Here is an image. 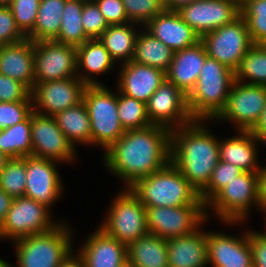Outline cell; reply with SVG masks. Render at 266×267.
<instances>
[{
	"mask_svg": "<svg viewBox=\"0 0 266 267\" xmlns=\"http://www.w3.org/2000/svg\"><path fill=\"white\" fill-rule=\"evenodd\" d=\"M49 207L25 196L13 198L6 218L0 226V238L12 241L53 229ZM50 215V216H49Z\"/></svg>",
	"mask_w": 266,
	"mask_h": 267,
	"instance_id": "11",
	"label": "cell"
},
{
	"mask_svg": "<svg viewBox=\"0 0 266 267\" xmlns=\"http://www.w3.org/2000/svg\"><path fill=\"white\" fill-rule=\"evenodd\" d=\"M13 198L0 188V226L4 222Z\"/></svg>",
	"mask_w": 266,
	"mask_h": 267,
	"instance_id": "50",
	"label": "cell"
},
{
	"mask_svg": "<svg viewBox=\"0 0 266 267\" xmlns=\"http://www.w3.org/2000/svg\"><path fill=\"white\" fill-rule=\"evenodd\" d=\"M32 112V99L19 102H0V130L24 121Z\"/></svg>",
	"mask_w": 266,
	"mask_h": 267,
	"instance_id": "43",
	"label": "cell"
},
{
	"mask_svg": "<svg viewBox=\"0 0 266 267\" xmlns=\"http://www.w3.org/2000/svg\"><path fill=\"white\" fill-rule=\"evenodd\" d=\"M118 118L124 130L142 129L151 124L146 104L122 93L117 94Z\"/></svg>",
	"mask_w": 266,
	"mask_h": 267,
	"instance_id": "36",
	"label": "cell"
},
{
	"mask_svg": "<svg viewBox=\"0 0 266 267\" xmlns=\"http://www.w3.org/2000/svg\"><path fill=\"white\" fill-rule=\"evenodd\" d=\"M83 101L90 117L91 145L106 151L124 133L117 111V95L104 85H87Z\"/></svg>",
	"mask_w": 266,
	"mask_h": 267,
	"instance_id": "6",
	"label": "cell"
},
{
	"mask_svg": "<svg viewBox=\"0 0 266 267\" xmlns=\"http://www.w3.org/2000/svg\"><path fill=\"white\" fill-rule=\"evenodd\" d=\"M239 8L242 7L248 0H232Z\"/></svg>",
	"mask_w": 266,
	"mask_h": 267,
	"instance_id": "54",
	"label": "cell"
},
{
	"mask_svg": "<svg viewBox=\"0 0 266 267\" xmlns=\"http://www.w3.org/2000/svg\"><path fill=\"white\" fill-rule=\"evenodd\" d=\"M131 23L145 26L152 18L162 13L165 8L162 0H122Z\"/></svg>",
	"mask_w": 266,
	"mask_h": 267,
	"instance_id": "40",
	"label": "cell"
},
{
	"mask_svg": "<svg viewBox=\"0 0 266 267\" xmlns=\"http://www.w3.org/2000/svg\"><path fill=\"white\" fill-rule=\"evenodd\" d=\"M83 3L84 0H66L60 31L55 41L77 47L89 39L81 20Z\"/></svg>",
	"mask_w": 266,
	"mask_h": 267,
	"instance_id": "34",
	"label": "cell"
},
{
	"mask_svg": "<svg viewBox=\"0 0 266 267\" xmlns=\"http://www.w3.org/2000/svg\"><path fill=\"white\" fill-rule=\"evenodd\" d=\"M264 213H266V209H263L262 210ZM265 218H266V216H265ZM266 224V223H265ZM266 227V226H265ZM266 230V229H265ZM265 236H266V231H265V233H263Z\"/></svg>",
	"mask_w": 266,
	"mask_h": 267,
	"instance_id": "58",
	"label": "cell"
},
{
	"mask_svg": "<svg viewBox=\"0 0 266 267\" xmlns=\"http://www.w3.org/2000/svg\"><path fill=\"white\" fill-rule=\"evenodd\" d=\"M259 206L260 209H266V166L259 172Z\"/></svg>",
	"mask_w": 266,
	"mask_h": 267,
	"instance_id": "49",
	"label": "cell"
},
{
	"mask_svg": "<svg viewBox=\"0 0 266 267\" xmlns=\"http://www.w3.org/2000/svg\"><path fill=\"white\" fill-rule=\"evenodd\" d=\"M177 12L200 38L240 16V8L232 0H198L181 6Z\"/></svg>",
	"mask_w": 266,
	"mask_h": 267,
	"instance_id": "17",
	"label": "cell"
},
{
	"mask_svg": "<svg viewBox=\"0 0 266 267\" xmlns=\"http://www.w3.org/2000/svg\"><path fill=\"white\" fill-rule=\"evenodd\" d=\"M235 73L226 65L206 57L195 88L187 96V106L194 120L215 119L225 108Z\"/></svg>",
	"mask_w": 266,
	"mask_h": 267,
	"instance_id": "3",
	"label": "cell"
},
{
	"mask_svg": "<svg viewBox=\"0 0 266 267\" xmlns=\"http://www.w3.org/2000/svg\"><path fill=\"white\" fill-rule=\"evenodd\" d=\"M206 57L207 52L201 40L174 52L172 62L165 72L166 80L188 96L196 86Z\"/></svg>",
	"mask_w": 266,
	"mask_h": 267,
	"instance_id": "22",
	"label": "cell"
},
{
	"mask_svg": "<svg viewBox=\"0 0 266 267\" xmlns=\"http://www.w3.org/2000/svg\"><path fill=\"white\" fill-rule=\"evenodd\" d=\"M32 156L56 162L73 161L75 148L53 116L31 113Z\"/></svg>",
	"mask_w": 266,
	"mask_h": 267,
	"instance_id": "16",
	"label": "cell"
},
{
	"mask_svg": "<svg viewBox=\"0 0 266 267\" xmlns=\"http://www.w3.org/2000/svg\"><path fill=\"white\" fill-rule=\"evenodd\" d=\"M13 0H0V6H9Z\"/></svg>",
	"mask_w": 266,
	"mask_h": 267,
	"instance_id": "55",
	"label": "cell"
},
{
	"mask_svg": "<svg viewBox=\"0 0 266 267\" xmlns=\"http://www.w3.org/2000/svg\"><path fill=\"white\" fill-rule=\"evenodd\" d=\"M266 105V86L234 81L225 108L216 119L237 125V131H251Z\"/></svg>",
	"mask_w": 266,
	"mask_h": 267,
	"instance_id": "12",
	"label": "cell"
},
{
	"mask_svg": "<svg viewBox=\"0 0 266 267\" xmlns=\"http://www.w3.org/2000/svg\"><path fill=\"white\" fill-rule=\"evenodd\" d=\"M80 253L85 267H121L128 261L127 245L98 228L82 244Z\"/></svg>",
	"mask_w": 266,
	"mask_h": 267,
	"instance_id": "23",
	"label": "cell"
},
{
	"mask_svg": "<svg viewBox=\"0 0 266 267\" xmlns=\"http://www.w3.org/2000/svg\"><path fill=\"white\" fill-rule=\"evenodd\" d=\"M130 189L145 208L203 203L197 190L171 162L161 170L138 180Z\"/></svg>",
	"mask_w": 266,
	"mask_h": 267,
	"instance_id": "4",
	"label": "cell"
},
{
	"mask_svg": "<svg viewBox=\"0 0 266 267\" xmlns=\"http://www.w3.org/2000/svg\"><path fill=\"white\" fill-rule=\"evenodd\" d=\"M81 20L89 39H98L109 26L94 0L84 1Z\"/></svg>",
	"mask_w": 266,
	"mask_h": 267,
	"instance_id": "42",
	"label": "cell"
},
{
	"mask_svg": "<svg viewBox=\"0 0 266 267\" xmlns=\"http://www.w3.org/2000/svg\"><path fill=\"white\" fill-rule=\"evenodd\" d=\"M254 44H266V0H248L240 7Z\"/></svg>",
	"mask_w": 266,
	"mask_h": 267,
	"instance_id": "38",
	"label": "cell"
},
{
	"mask_svg": "<svg viewBox=\"0 0 266 267\" xmlns=\"http://www.w3.org/2000/svg\"><path fill=\"white\" fill-rule=\"evenodd\" d=\"M0 73L32 91L35 85L34 42L25 38L17 43L0 45Z\"/></svg>",
	"mask_w": 266,
	"mask_h": 267,
	"instance_id": "24",
	"label": "cell"
},
{
	"mask_svg": "<svg viewBox=\"0 0 266 267\" xmlns=\"http://www.w3.org/2000/svg\"><path fill=\"white\" fill-rule=\"evenodd\" d=\"M26 177V157L8 158L0 172V188L12 198L24 196Z\"/></svg>",
	"mask_w": 266,
	"mask_h": 267,
	"instance_id": "37",
	"label": "cell"
},
{
	"mask_svg": "<svg viewBox=\"0 0 266 267\" xmlns=\"http://www.w3.org/2000/svg\"><path fill=\"white\" fill-rule=\"evenodd\" d=\"M76 60L75 46L55 40L34 42L35 83L78 77Z\"/></svg>",
	"mask_w": 266,
	"mask_h": 267,
	"instance_id": "13",
	"label": "cell"
},
{
	"mask_svg": "<svg viewBox=\"0 0 266 267\" xmlns=\"http://www.w3.org/2000/svg\"><path fill=\"white\" fill-rule=\"evenodd\" d=\"M109 209L99 227L109 236L128 246L148 234L146 208L130 188L119 193Z\"/></svg>",
	"mask_w": 266,
	"mask_h": 267,
	"instance_id": "8",
	"label": "cell"
},
{
	"mask_svg": "<svg viewBox=\"0 0 266 267\" xmlns=\"http://www.w3.org/2000/svg\"><path fill=\"white\" fill-rule=\"evenodd\" d=\"M249 243L253 267H266V236L261 232L249 231Z\"/></svg>",
	"mask_w": 266,
	"mask_h": 267,
	"instance_id": "47",
	"label": "cell"
},
{
	"mask_svg": "<svg viewBox=\"0 0 266 267\" xmlns=\"http://www.w3.org/2000/svg\"><path fill=\"white\" fill-rule=\"evenodd\" d=\"M144 27L154 38L159 39L174 52L190 47L201 40L175 10H164Z\"/></svg>",
	"mask_w": 266,
	"mask_h": 267,
	"instance_id": "21",
	"label": "cell"
},
{
	"mask_svg": "<svg viewBox=\"0 0 266 267\" xmlns=\"http://www.w3.org/2000/svg\"><path fill=\"white\" fill-rule=\"evenodd\" d=\"M205 209L204 203L180 207H148L146 208L148 233L166 240L191 234L207 220Z\"/></svg>",
	"mask_w": 266,
	"mask_h": 267,
	"instance_id": "9",
	"label": "cell"
},
{
	"mask_svg": "<svg viewBox=\"0 0 266 267\" xmlns=\"http://www.w3.org/2000/svg\"><path fill=\"white\" fill-rule=\"evenodd\" d=\"M207 56L235 71L242 58L254 45L246 21L239 16L232 23L223 25L201 37Z\"/></svg>",
	"mask_w": 266,
	"mask_h": 267,
	"instance_id": "10",
	"label": "cell"
},
{
	"mask_svg": "<svg viewBox=\"0 0 266 267\" xmlns=\"http://www.w3.org/2000/svg\"><path fill=\"white\" fill-rule=\"evenodd\" d=\"M121 267H134L131 263H129L128 261Z\"/></svg>",
	"mask_w": 266,
	"mask_h": 267,
	"instance_id": "57",
	"label": "cell"
},
{
	"mask_svg": "<svg viewBox=\"0 0 266 267\" xmlns=\"http://www.w3.org/2000/svg\"><path fill=\"white\" fill-rule=\"evenodd\" d=\"M9 263L0 258V267H9Z\"/></svg>",
	"mask_w": 266,
	"mask_h": 267,
	"instance_id": "56",
	"label": "cell"
},
{
	"mask_svg": "<svg viewBox=\"0 0 266 267\" xmlns=\"http://www.w3.org/2000/svg\"><path fill=\"white\" fill-rule=\"evenodd\" d=\"M208 263L214 267H253L249 232L239 238L206 232Z\"/></svg>",
	"mask_w": 266,
	"mask_h": 267,
	"instance_id": "19",
	"label": "cell"
},
{
	"mask_svg": "<svg viewBox=\"0 0 266 267\" xmlns=\"http://www.w3.org/2000/svg\"><path fill=\"white\" fill-rule=\"evenodd\" d=\"M234 73L235 80L240 83L266 86V44H254ZM247 78L248 83L245 82Z\"/></svg>",
	"mask_w": 266,
	"mask_h": 267,
	"instance_id": "35",
	"label": "cell"
},
{
	"mask_svg": "<svg viewBox=\"0 0 266 267\" xmlns=\"http://www.w3.org/2000/svg\"><path fill=\"white\" fill-rule=\"evenodd\" d=\"M59 267H85L82 258L79 255L70 254Z\"/></svg>",
	"mask_w": 266,
	"mask_h": 267,
	"instance_id": "52",
	"label": "cell"
},
{
	"mask_svg": "<svg viewBox=\"0 0 266 267\" xmlns=\"http://www.w3.org/2000/svg\"><path fill=\"white\" fill-rule=\"evenodd\" d=\"M57 162L36 156L26 157L25 197L51 207L60 199L62 191L61 179L57 170Z\"/></svg>",
	"mask_w": 266,
	"mask_h": 267,
	"instance_id": "18",
	"label": "cell"
},
{
	"mask_svg": "<svg viewBox=\"0 0 266 267\" xmlns=\"http://www.w3.org/2000/svg\"><path fill=\"white\" fill-rule=\"evenodd\" d=\"M198 0H162L165 10L177 11L181 6L190 4Z\"/></svg>",
	"mask_w": 266,
	"mask_h": 267,
	"instance_id": "51",
	"label": "cell"
},
{
	"mask_svg": "<svg viewBox=\"0 0 266 267\" xmlns=\"http://www.w3.org/2000/svg\"><path fill=\"white\" fill-rule=\"evenodd\" d=\"M69 142L91 145L90 117L84 101L53 116Z\"/></svg>",
	"mask_w": 266,
	"mask_h": 267,
	"instance_id": "29",
	"label": "cell"
},
{
	"mask_svg": "<svg viewBox=\"0 0 266 267\" xmlns=\"http://www.w3.org/2000/svg\"><path fill=\"white\" fill-rule=\"evenodd\" d=\"M108 25L129 23L122 0H94Z\"/></svg>",
	"mask_w": 266,
	"mask_h": 267,
	"instance_id": "46",
	"label": "cell"
},
{
	"mask_svg": "<svg viewBox=\"0 0 266 267\" xmlns=\"http://www.w3.org/2000/svg\"><path fill=\"white\" fill-rule=\"evenodd\" d=\"M260 142L266 144V105L263 112L259 118V121L250 131Z\"/></svg>",
	"mask_w": 266,
	"mask_h": 267,
	"instance_id": "48",
	"label": "cell"
},
{
	"mask_svg": "<svg viewBox=\"0 0 266 267\" xmlns=\"http://www.w3.org/2000/svg\"><path fill=\"white\" fill-rule=\"evenodd\" d=\"M119 73L118 92L145 104L166 80L164 71L133 60L123 63Z\"/></svg>",
	"mask_w": 266,
	"mask_h": 267,
	"instance_id": "20",
	"label": "cell"
},
{
	"mask_svg": "<svg viewBox=\"0 0 266 267\" xmlns=\"http://www.w3.org/2000/svg\"><path fill=\"white\" fill-rule=\"evenodd\" d=\"M256 142L260 141L250 131H239L236 136L219 140L220 160L241 168L243 171L259 173Z\"/></svg>",
	"mask_w": 266,
	"mask_h": 267,
	"instance_id": "26",
	"label": "cell"
},
{
	"mask_svg": "<svg viewBox=\"0 0 266 267\" xmlns=\"http://www.w3.org/2000/svg\"><path fill=\"white\" fill-rule=\"evenodd\" d=\"M259 173L244 171L222 188L205 206L213 207L222 222L240 223L251 206H259ZM208 206V207H207Z\"/></svg>",
	"mask_w": 266,
	"mask_h": 267,
	"instance_id": "7",
	"label": "cell"
},
{
	"mask_svg": "<svg viewBox=\"0 0 266 267\" xmlns=\"http://www.w3.org/2000/svg\"><path fill=\"white\" fill-rule=\"evenodd\" d=\"M129 22L122 25H109L98 38L108 50L110 57L123 63L132 61L138 30Z\"/></svg>",
	"mask_w": 266,
	"mask_h": 267,
	"instance_id": "30",
	"label": "cell"
},
{
	"mask_svg": "<svg viewBox=\"0 0 266 267\" xmlns=\"http://www.w3.org/2000/svg\"><path fill=\"white\" fill-rule=\"evenodd\" d=\"M128 262L134 267H169L167 240L147 234L127 246Z\"/></svg>",
	"mask_w": 266,
	"mask_h": 267,
	"instance_id": "28",
	"label": "cell"
},
{
	"mask_svg": "<svg viewBox=\"0 0 266 267\" xmlns=\"http://www.w3.org/2000/svg\"><path fill=\"white\" fill-rule=\"evenodd\" d=\"M139 32L132 60L166 72L172 62L174 51L146 30Z\"/></svg>",
	"mask_w": 266,
	"mask_h": 267,
	"instance_id": "31",
	"label": "cell"
},
{
	"mask_svg": "<svg viewBox=\"0 0 266 267\" xmlns=\"http://www.w3.org/2000/svg\"><path fill=\"white\" fill-rule=\"evenodd\" d=\"M86 87L78 77L35 83L31 91L33 111L45 116H55L82 102Z\"/></svg>",
	"mask_w": 266,
	"mask_h": 267,
	"instance_id": "15",
	"label": "cell"
},
{
	"mask_svg": "<svg viewBox=\"0 0 266 267\" xmlns=\"http://www.w3.org/2000/svg\"><path fill=\"white\" fill-rule=\"evenodd\" d=\"M66 0H41L33 30L26 36L33 42L55 40Z\"/></svg>",
	"mask_w": 266,
	"mask_h": 267,
	"instance_id": "32",
	"label": "cell"
},
{
	"mask_svg": "<svg viewBox=\"0 0 266 267\" xmlns=\"http://www.w3.org/2000/svg\"><path fill=\"white\" fill-rule=\"evenodd\" d=\"M104 152V165L130 188L171 162V130L158 125L126 130Z\"/></svg>",
	"mask_w": 266,
	"mask_h": 267,
	"instance_id": "1",
	"label": "cell"
},
{
	"mask_svg": "<svg viewBox=\"0 0 266 267\" xmlns=\"http://www.w3.org/2000/svg\"><path fill=\"white\" fill-rule=\"evenodd\" d=\"M169 267H205L208 263L206 232L199 228L191 234L167 240Z\"/></svg>",
	"mask_w": 266,
	"mask_h": 267,
	"instance_id": "25",
	"label": "cell"
},
{
	"mask_svg": "<svg viewBox=\"0 0 266 267\" xmlns=\"http://www.w3.org/2000/svg\"><path fill=\"white\" fill-rule=\"evenodd\" d=\"M41 0H13L9 5L17 27L27 36L34 28Z\"/></svg>",
	"mask_w": 266,
	"mask_h": 267,
	"instance_id": "41",
	"label": "cell"
},
{
	"mask_svg": "<svg viewBox=\"0 0 266 267\" xmlns=\"http://www.w3.org/2000/svg\"><path fill=\"white\" fill-rule=\"evenodd\" d=\"M76 59L78 78L86 85H101V82L91 79L90 75L105 74L114 66L113 63H116L99 39H88L77 46ZM81 68L85 70L86 75H79L78 71Z\"/></svg>",
	"mask_w": 266,
	"mask_h": 267,
	"instance_id": "27",
	"label": "cell"
},
{
	"mask_svg": "<svg viewBox=\"0 0 266 267\" xmlns=\"http://www.w3.org/2000/svg\"><path fill=\"white\" fill-rule=\"evenodd\" d=\"M26 36L17 27L9 6H0V45L20 42Z\"/></svg>",
	"mask_w": 266,
	"mask_h": 267,
	"instance_id": "44",
	"label": "cell"
},
{
	"mask_svg": "<svg viewBox=\"0 0 266 267\" xmlns=\"http://www.w3.org/2000/svg\"><path fill=\"white\" fill-rule=\"evenodd\" d=\"M243 172L241 168L219 160L208 185L199 193L202 202L206 205L228 182Z\"/></svg>",
	"mask_w": 266,
	"mask_h": 267,
	"instance_id": "39",
	"label": "cell"
},
{
	"mask_svg": "<svg viewBox=\"0 0 266 267\" xmlns=\"http://www.w3.org/2000/svg\"><path fill=\"white\" fill-rule=\"evenodd\" d=\"M0 151L8 158L32 155L31 114L24 121L0 130Z\"/></svg>",
	"mask_w": 266,
	"mask_h": 267,
	"instance_id": "33",
	"label": "cell"
},
{
	"mask_svg": "<svg viewBox=\"0 0 266 267\" xmlns=\"http://www.w3.org/2000/svg\"><path fill=\"white\" fill-rule=\"evenodd\" d=\"M203 122L193 120L171 131V163L198 193L208 185L220 160L219 141Z\"/></svg>",
	"mask_w": 266,
	"mask_h": 267,
	"instance_id": "2",
	"label": "cell"
},
{
	"mask_svg": "<svg viewBox=\"0 0 266 267\" xmlns=\"http://www.w3.org/2000/svg\"><path fill=\"white\" fill-rule=\"evenodd\" d=\"M8 157L0 151V172L2 171L5 162L7 161Z\"/></svg>",
	"mask_w": 266,
	"mask_h": 267,
	"instance_id": "53",
	"label": "cell"
},
{
	"mask_svg": "<svg viewBox=\"0 0 266 267\" xmlns=\"http://www.w3.org/2000/svg\"><path fill=\"white\" fill-rule=\"evenodd\" d=\"M146 108L152 125L171 131L194 120L188 110L187 95L168 80L152 94Z\"/></svg>",
	"mask_w": 266,
	"mask_h": 267,
	"instance_id": "14",
	"label": "cell"
},
{
	"mask_svg": "<svg viewBox=\"0 0 266 267\" xmlns=\"http://www.w3.org/2000/svg\"><path fill=\"white\" fill-rule=\"evenodd\" d=\"M68 227L60 223L47 232L15 240L18 267H59L73 252Z\"/></svg>",
	"mask_w": 266,
	"mask_h": 267,
	"instance_id": "5",
	"label": "cell"
},
{
	"mask_svg": "<svg viewBox=\"0 0 266 267\" xmlns=\"http://www.w3.org/2000/svg\"><path fill=\"white\" fill-rule=\"evenodd\" d=\"M32 99L31 91L22 83L0 73V102Z\"/></svg>",
	"mask_w": 266,
	"mask_h": 267,
	"instance_id": "45",
	"label": "cell"
}]
</instances>
